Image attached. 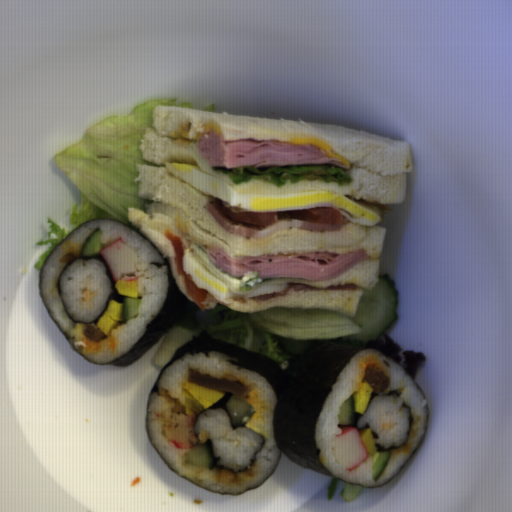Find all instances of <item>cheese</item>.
I'll use <instances>...</instances> for the list:
<instances>
[{
    "instance_id": "2",
    "label": "cheese",
    "mask_w": 512,
    "mask_h": 512,
    "mask_svg": "<svg viewBox=\"0 0 512 512\" xmlns=\"http://www.w3.org/2000/svg\"><path fill=\"white\" fill-rule=\"evenodd\" d=\"M290 144L302 145V146L303 145H314V146L318 147L319 149L323 150L324 152H326L328 157L338 158L344 162L345 166L350 167L349 161H347L344 157L339 156L336 153H334L332 147L328 143H325L319 139H316L313 137L312 138H291Z\"/></svg>"
},
{
    "instance_id": "1",
    "label": "cheese",
    "mask_w": 512,
    "mask_h": 512,
    "mask_svg": "<svg viewBox=\"0 0 512 512\" xmlns=\"http://www.w3.org/2000/svg\"><path fill=\"white\" fill-rule=\"evenodd\" d=\"M191 126V122L187 120L186 123L179 125L177 130L170 132L169 135L172 138L173 144L180 143L182 146H189L191 143H196L205 131L210 132L213 130L216 135L222 134L221 126L212 120L202 125L203 132H196V137L190 138Z\"/></svg>"
}]
</instances>
